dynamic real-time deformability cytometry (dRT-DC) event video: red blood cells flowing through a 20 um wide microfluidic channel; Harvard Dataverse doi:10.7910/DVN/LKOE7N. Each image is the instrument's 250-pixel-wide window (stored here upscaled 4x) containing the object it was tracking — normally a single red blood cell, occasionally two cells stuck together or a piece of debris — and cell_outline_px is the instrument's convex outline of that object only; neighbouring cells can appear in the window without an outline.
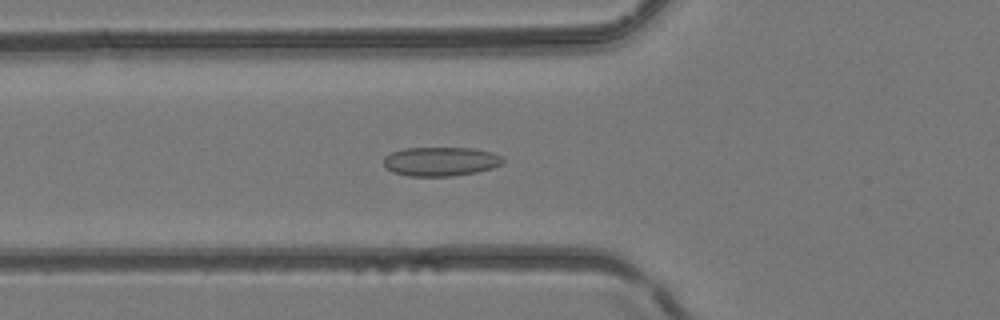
{"species": "common noctule bat (a hibernating species)", "species_latin": "Nyctalus noctula", "temperature_condition": "room temperature", "stored_images_in_passage": 47, "camera_frame_rate_fps": 3000, "um_per_image_px": 0.085, "animal": {"sex": "female", "body_mass_g": 24.6, "forearm_length_mm": 56.2}, "frame": {"image": 1, "passage_image": 17, "time_ms": 5.333, "image_size_px": [1000, 320], "cell_outline_px": [[504, 160], [500, 164], [492, 168], [476, 172], [452, 176], [408, 176], [392, 172], [384, 168], [384, 156], [392, 152], [404, 148], [472, 148], [492, 152], [504, 156]], "centroid_in_image_um": [37.44, 13.72], "position_along_channel_um": 88.4, "area_um2": 20.35}}
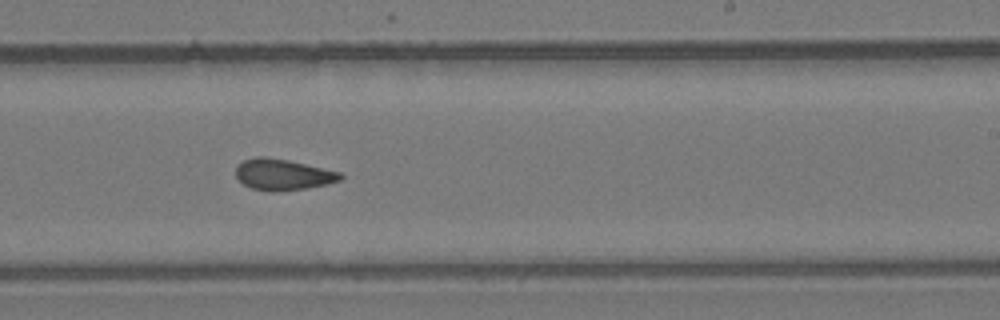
{"frame": {"image": 2, "passage_image": 29, "time_ms": 9.333, "image_size_px": [1000, 320], "cell_outline_px": [[344, 176], [340, 180], [328, 184], [308, 188], [272, 192], [252, 188], [244, 184], [236, 176], [236, 164], [244, 160], [256, 156], [264, 156], [288, 160], [340, 172]], "centroid_in_image_um": [24.03, 14.83], "position_along_channel_um": 265.0, "area_um2": 18.96}}
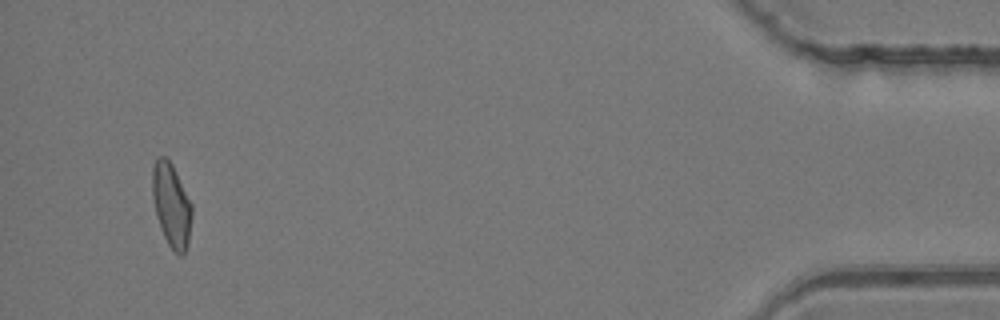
{"frame": {"image": 3, "passage_image": 45, "time_ms": 14.667, "image_size_px": [1000, 320], "cell_outline_px": [[192, 216], [188, 244], [184, 252], [180, 256], [168, 244], [160, 228], [156, 216], [152, 196], [152, 168], [156, 156], [164, 156], [172, 164], [192, 204]], "centroid_in_image_um": [14.56, 17.41], "position_along_channel_um": 420.6, "area_um2": 19.31}}